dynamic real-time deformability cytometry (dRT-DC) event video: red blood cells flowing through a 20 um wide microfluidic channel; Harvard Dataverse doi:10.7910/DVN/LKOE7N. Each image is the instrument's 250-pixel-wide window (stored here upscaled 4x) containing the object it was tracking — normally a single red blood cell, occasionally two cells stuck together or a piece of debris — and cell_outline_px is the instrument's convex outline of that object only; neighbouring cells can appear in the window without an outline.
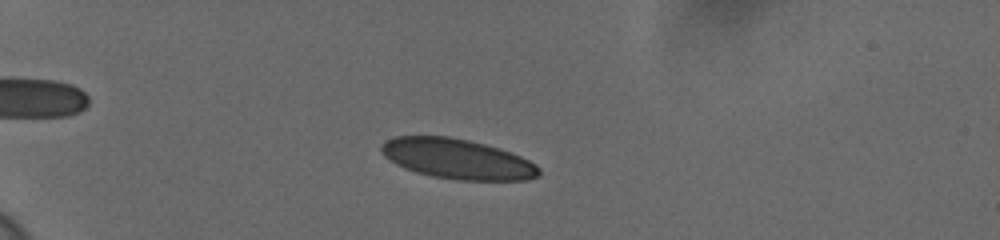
{"species": "human", "species_latin": "Homo sapiens", "temperature_condition": "cold", "stored_images_in_passage": 53, "camera_frame_rate_fps": 3000, "um_per_image_px": 0.085, "donor": {"sex": "female"}, "frame": {"image": 1, "passage_image": 11, "time_ms": 3.333, "image_size_px": [1000, 240], "cell_outline_px": [[540, 176], [528, 180], [456, 180], [432, 176], [416, 172], [404, 168], [396, 164], [384, 156], [380, 152], [380, 144], [396, 136], [448, 136], [468, 140], [500, 148], [520, 156], [536, 164], [540, 168]], "centroid_in_image_um": [38.87, 13.51], "position_along_channel_um": 46.1, "area_um2": 36.93}}
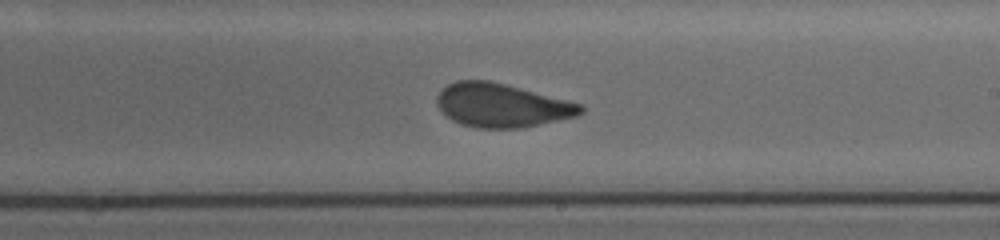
{"frame": {"image": 2, "passage_image": 32, "time_ms": 10.333, "image_size_px": [1000, 240], "cell_outline_px": [[584, 112], [576, 116], [520, 128], [476, 128], [460, 124], [452, 120], [436, 104], [436, 96], [448, 84], [456, 80], [488, 80], [520, 88], [580, 104], [584, 108]], "centroid_in_image_um": [42.6, 8.96], "position_along_channel_um": 246.4, "area_um2": 36.07}}
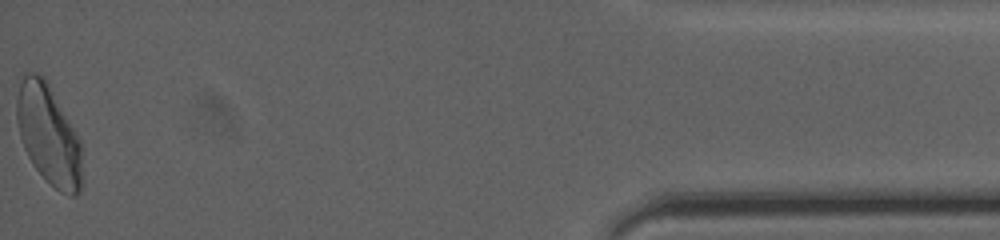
{"frame": {"image": 3, "passage_image": 53, "time_ms": 17.333, "image_size_px": [1000, 240], "cell_outline_px": [[84, 180], [80, 192], [76, 196], [68, 196], [60, 192], [32, 164], [24, 148], [20, 136], [16, 120], [16, 100], [20, 84], [24, 72], [36, 72], [44, 76], [48, 80], [80, 140]], "centroid_in_image_um": [4.16, 11.45], "position_along_channel_um": 431.0, "area_um2": 38.61}, "authors_computed_cell_mechanics": {"area_um2": 36.9342, "velocity_mm_per_s": 3.621, "shape_relaxation_time_tau1_ms": 6.442, "shape_relaxation_time_tau2_ms": 0.7818, "deformation_change_tau1": 0.1646, "deformation_change_tau2": 0.0712}}